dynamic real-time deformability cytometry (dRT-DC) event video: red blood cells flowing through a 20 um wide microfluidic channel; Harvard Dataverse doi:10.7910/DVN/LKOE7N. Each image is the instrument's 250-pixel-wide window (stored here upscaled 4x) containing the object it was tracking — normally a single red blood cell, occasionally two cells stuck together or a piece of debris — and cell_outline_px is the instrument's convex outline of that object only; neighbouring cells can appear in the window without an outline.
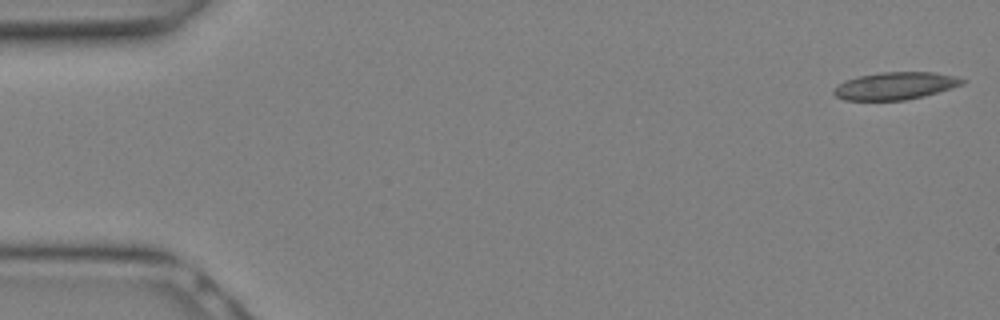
{"species": "Egyptian fruit bat (a non-hibernating species)", "species_latin": "Rousettus aegyptiacus", "temperature_condition": "warm", "stored_images_in_passage": 12, "camera_frame_rate_fps": 3000, "um_per_image_px": 0.085, "animal": {"sex": "female"}, "frame": {"image": 1, "passage_image": 1, "time_ms": 0.0, "image_size_px": [1000, 320], "cell_outline_px": [[968, 80], [964, 84], [952, 88], [924, 96], [904, 100], [844, 100], [836, 96], [832, 92], [844, 80], [860, 76], [880, 72], [936, 72], [956, 76]], "centroid_in_image_um": [76.15, 7.29], "position_along_channel_um": 8.8, "area_um2": 20.58}}
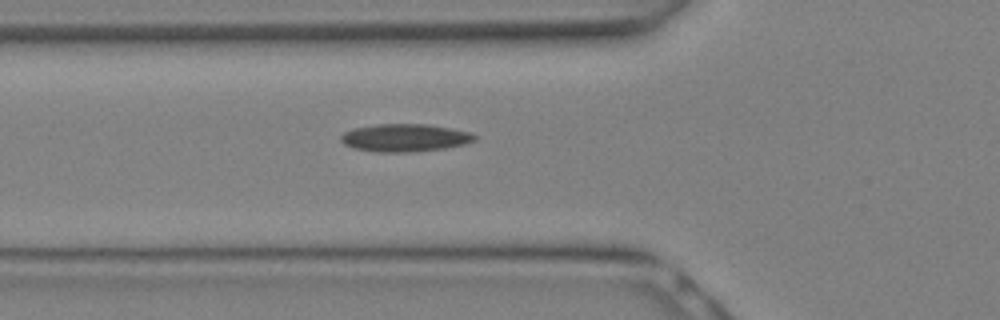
{"frame": {"image": 2, "passage_image": 10, "time_ms": 3.0, "image_size_px": [1000, 320], "cell_outline_px": [[476, 140], [464, 144], [444, 148], [412, 152], [376, 152], [352, 148], [344, 144], [340, 140], [340, 136], [344, 132], [352, 128], [376, 124], [428, 124], [472, 132], [476, 136]], "centroid_in_image_um": [34.39, 11.71], "position_along_channel_um": 91.4, "area_um2": 21.79}}
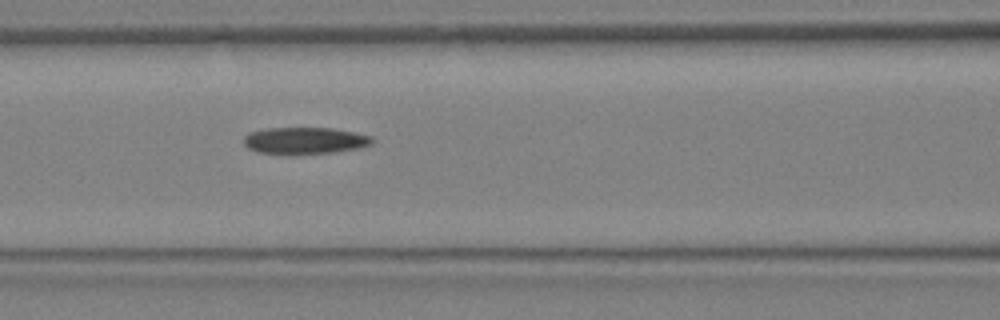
{"frame": {"image": 3, "passage_image": 12, "time_ms": 3.667, "image_size_px": [1000, 320], "cell_outline_px": [[376, 140], [372, 144], [360, 148], [336, 152], [296, 156], [288, 156], [256, 152], [248, 148], [244, 144], [244, 136], [248, 132], [268, 128], [332, 128], [356, 132], [372, 136]], "centroid_in_image_um": [25.92, 11.98], "position_along_channel_um": 140.7, "area_um2": 20.92}}